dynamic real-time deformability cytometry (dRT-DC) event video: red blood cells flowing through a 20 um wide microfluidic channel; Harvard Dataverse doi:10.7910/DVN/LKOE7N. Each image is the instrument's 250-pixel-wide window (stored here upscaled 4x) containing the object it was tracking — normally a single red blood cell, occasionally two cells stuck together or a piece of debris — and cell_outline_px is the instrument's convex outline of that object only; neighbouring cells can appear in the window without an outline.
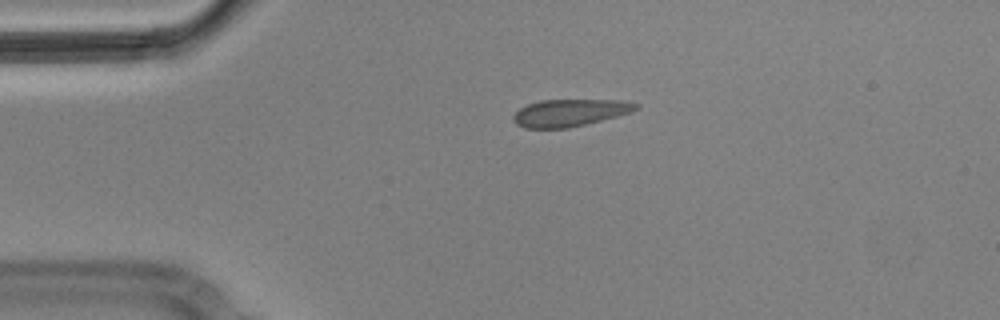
{"species": "Egyptian fruit bat (a non-hibernating species)", "species_latin": "Rousettus aegyptiacus", "temperature_condition": "cold", "stored_images_in_passage": 3, "camera_frame_rate_fps": 3000, "um_per_image_px": 0.085, "animal": {"sex": "male"}, "frame": {"image": 1, "passage_image": 1, "time_ms": 0.0, "image_size_px": [1000, 320], "cell_outline_px": [[640, 108], [632, 112], [568, 128], [524, 128], [516, 124], [512, 120], [512, 116], [520, 108], [528, 104], [540, 100], [628, 100], [640, 104]], "centroid_in_image_um": [48.45, 9.57], "position_along_channel_um": 36.5, "area_um2": 19.48}}
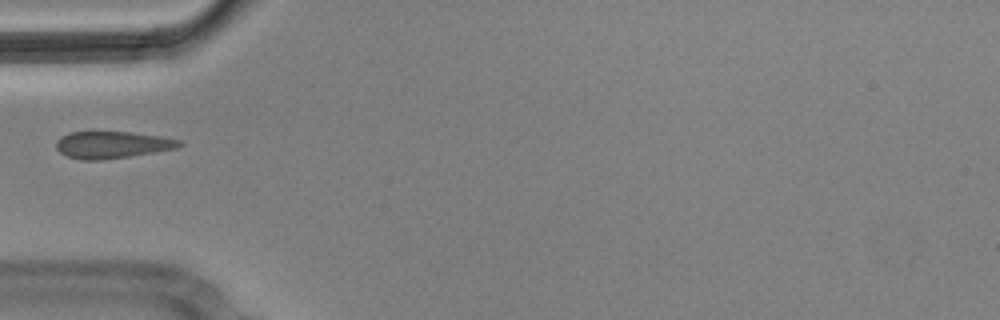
{"frame": {"image": 2, "passage_image": 2, "time_ms": 0.333, "image_size_px": [1000, 320], "cell_outline_px": [[184, 144], [176, 148], [128, 156], [100, 160], [80, 160], [68, 156], [60, 152], [56, 148], [56, 140], [60, 136], [68, 132], [128, 132], [160, 136], [180, 140]], "centroid_in_image_um": [9.49, 12.3], "position_along_channel_um": 75.5, "area_um2": 19.19}}